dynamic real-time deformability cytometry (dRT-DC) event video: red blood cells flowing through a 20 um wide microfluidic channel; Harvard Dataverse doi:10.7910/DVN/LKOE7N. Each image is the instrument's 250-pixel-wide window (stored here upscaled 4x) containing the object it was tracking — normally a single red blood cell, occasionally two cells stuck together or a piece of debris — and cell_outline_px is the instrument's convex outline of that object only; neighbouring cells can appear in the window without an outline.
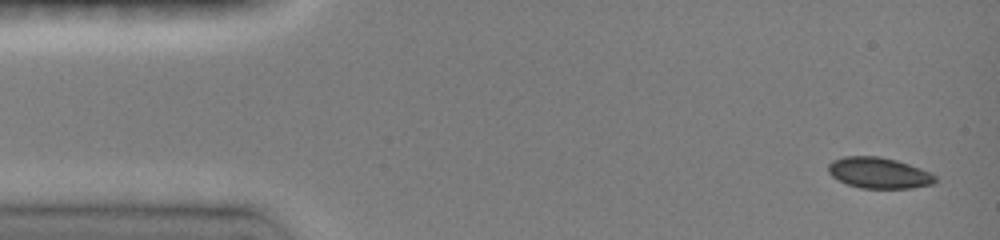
{"species": "common noctule bat (a hibernating species)", "species_latin": "Nyctalus noctula", "temperature_condition": "room temperature", "stored_images_in_passage": 11, "camera_frame_rate_fps": 3000, "um_per_image_px": 0.085, "animal": {"sex": "female", "body_mass_g": 19.0, "forearm_length_mm": 51.5}, "frame": {"image": 1, "passage_image": 1, "time_ms": 0.0, "image_size_px": [1000, 240], "cell_outline_px": [[936, 180], [932, 184], [912, 188], [860, 188], [848, 184], [832, 176], [828, 172], [828, 164], [832, 160], [844, 156], [880, 156], [896, 160], [932, 172], [936, 176]], "centroid_in_image_um": [74.71, 14.69], "position_along_channel_um": 10.3, "area_um2": 19.31}}
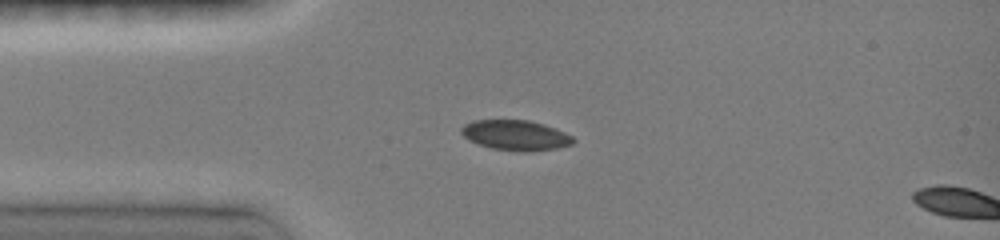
{"frame": {"image": 2, "passage_image": 9, "time_ms": 3.0, "image_size_px": [1000, 240], "cell_outline_px": [[576, 140], [572, 144], [556, 148], [532, 152], [520, 152], [492, 148], [468, 140], [460, 132], [460, 128], [464, 124], [472, 120], [528, 120], [544, 124], [556, 128], [572, 136]], "centroid_in_image_um": [43.83, 11.49], "position_along_channel_um": 41.2, "area_um2": 19.83}}